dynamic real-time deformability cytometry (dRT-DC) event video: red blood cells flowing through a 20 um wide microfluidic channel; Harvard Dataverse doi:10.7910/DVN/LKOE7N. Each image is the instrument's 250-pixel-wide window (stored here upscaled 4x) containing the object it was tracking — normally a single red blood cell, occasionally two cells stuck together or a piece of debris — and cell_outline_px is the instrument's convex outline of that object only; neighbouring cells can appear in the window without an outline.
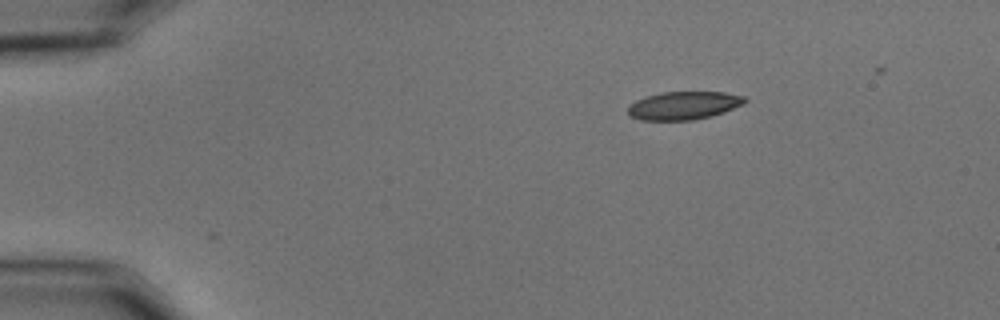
{"species": "common noctule bat (a hibernating species)", "species_latin": "Nyctalus noctula", "temperature_condition": "cold", "stored_images_in_passage": 2, "camera_frame_rate_fps": 3000, "um_per_image_px": 0.085, "animal": {"sex": "male", "body_mass_g": 15.6}, "frame": {"image": 1, "passage_image": 1, "time_ms": 0.0, "image_size_px": [1000, 320], "cell_outline_px": [[748, 100], [744, 104], [712, 116], [692, 120], [640, 120], [632, 116], [628, 112], [628, 104], [644, 96], [660, 92], [724, 92], [744, 96]], "centroid_in_image_um": [58.1, 8.96], "position_along_channel_um": 26.9, "area_um2": 19.25}}